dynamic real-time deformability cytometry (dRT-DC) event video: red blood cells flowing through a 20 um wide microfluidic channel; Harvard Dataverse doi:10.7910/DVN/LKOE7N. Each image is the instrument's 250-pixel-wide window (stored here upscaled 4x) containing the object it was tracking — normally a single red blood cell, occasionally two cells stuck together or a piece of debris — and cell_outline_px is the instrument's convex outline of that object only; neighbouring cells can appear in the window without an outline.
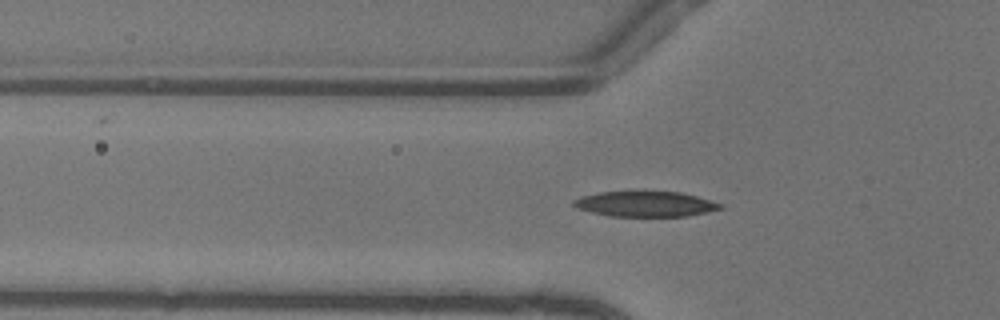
{"species": "common noctule bat (a hibernating species)", "species_latin": "Nyctalus noctula", "temperature_condition": "warm", "stored_images_in_passage": 49, "camera_frame_rate_fps": 3000, "um_per_image_px": 0.085, "animal": {"sex": "female"}, "frame": {"image": 1, "passage_image": 16, "time_ms": 5.0, "image_size_px": [1000, 320], "cell_outline_px": [[724, 208], [688, 216], [608, 216], [576, 208], [572, 204], [572, 200], [580, 196], [600, 192], [644, 188], [680, 192], [712, 200], [724, 204]], "centroid_in_image_um": [54.84, 17.28], "position_along_channel_um": 71.0, "area_um2": 22.83}}
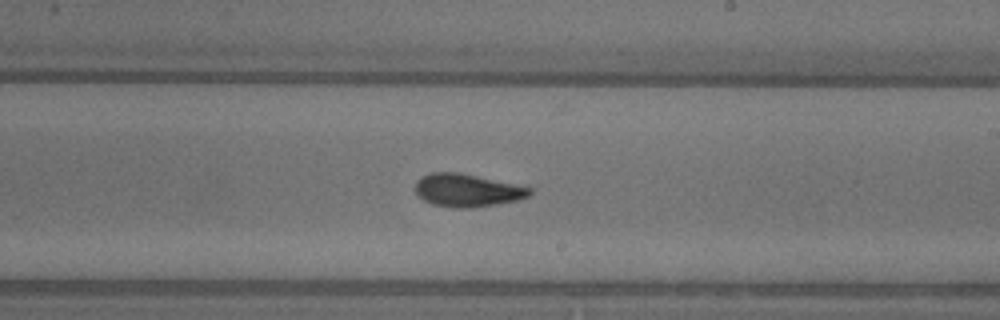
{"frame": {"image": 2, "passage_image": 29, "time_ms": 9.333, "image_size_px": [1000, 320], "cell_outline_px": [[532, 192], [528, 196], [520, 200], [472, 208], [452, 208], [432, 204], [424, 200], [412, 188], [416, 180], [420, 176], [432, 172], [460, 172], [520, 184], [532, 188]], "centroid_in_image_um": [39.71, 16.16], "position_along_channel_um": 249.3, "area_um2": 22.48}}
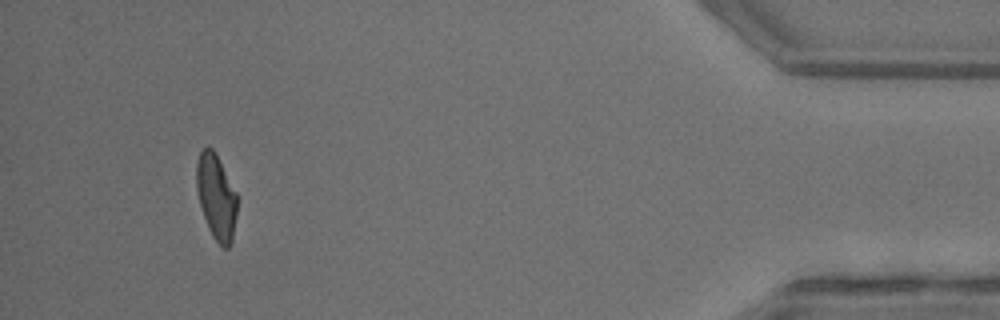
{"frame": {"image": 3, "passage_image": 46, "time_ms": 15.0, "image_size_px": [1000, 320], "cell_outline_px": [[236, 216], [232, 244], [228, 248], [224, 248], [212, 236], [208, 228], [200, 204], [196, 188], [196, 164], [200, 152], [208, 144], [216, 152], [236, 192]], "centroid_in_image_um": [18.38, 16.71], "position_along_channel_um": 416.8, "area_um2": 20.23}, "authors_computed_cell_mechanics": {"area_um2": 21.097, "velocity_mm_per_s": 4.1144, "shape_relaxation_time_tau1_ms": 6.0756, "shape_relaxation_time_tau2_ms": 1.9782, "deformation_change_tau1": 0.1963, "deformation_change_tau2": 0.0871}}